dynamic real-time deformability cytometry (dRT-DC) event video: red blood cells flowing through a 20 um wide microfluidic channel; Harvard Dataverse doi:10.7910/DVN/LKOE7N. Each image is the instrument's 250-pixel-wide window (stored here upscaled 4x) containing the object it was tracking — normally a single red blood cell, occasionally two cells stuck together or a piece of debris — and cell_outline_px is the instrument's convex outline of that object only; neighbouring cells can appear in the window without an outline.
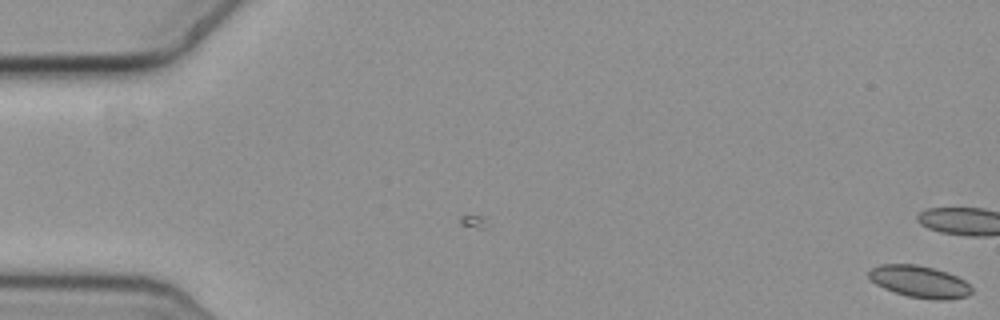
{"species": "common noctule bat (a hibernating species)", "species_latin": "Nyctalus noctula", "temperature_condition": "cold", "stored_images_in_passage": 18, "camera_frame_rate_fps": 3000, "um_per_image_px": 0.085, "animal": {"sex": "female", "body_mass_g": 19.3, "forearm_length_mm": 54.1}, "frame": {"image": 1, "passage_image": 18, "time_ms": 5.667, "image_size_px": [1000, 320], "cell_outline_px": [[972, 292], [968, 296], [948, 300], [936, 300], [908, 296], [884, 288], [868, 280], [868, 272], [872, 268], [880, 264], [916, 264], [948, 272], [964, 280], [972, 288]], "centroid_in_image_um": [78.16, 23.94], "position_along_channel_um": 6.8, "area_um2": 19.19}}